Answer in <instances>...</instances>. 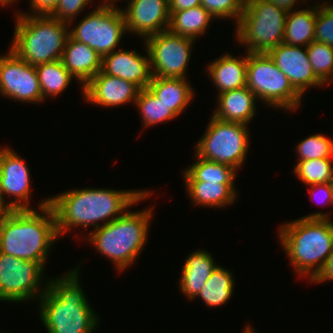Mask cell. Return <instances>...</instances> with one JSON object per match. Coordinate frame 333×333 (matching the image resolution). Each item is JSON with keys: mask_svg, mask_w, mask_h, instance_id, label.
Segmentation results:
<instances>
[{"mask_svg": "<svg viewBox=\"0 0 333 333\" xmlns=\"http://www.w3.org/2000/svg\"><path fill=\"white\" fill-rule=\"evenodd\" d=\"M149 190H116L108 188L71 189L48 197L53 209L59 238L73 227L104 226L123 215L127 209L149 198ZM103 223H101V222ZM99 222V223H98ZM101 223V224H100Z\"/></svg>", "mask_w": 333, "mask_h": 333, "instance_id": "1", "label": "cell"}, {"mask_svg": "<svg viewBox=\"0 0 333 333\" xmlns=\"http://www.w3.org/2000/svg\"><path fill=\"white\" fill-rule=\"evenodd\" d=\"M80 264L60 277L44 281L39 298V318L48 333H93L99 317L80 285Z\"/></svg>", "mask_w": 333, "mask_h": 333, "instance_id": "2", "label": "cell"}, {"mask_svg": "<svg viewBox=\"0 0 333 333\" xmlns=\"http://www.w3.org/2000/svg\"><path fill=\"white\" fill-rule=\"evenodd\" d=\"M38 205V210H14L0 224V253L35 261L44 269L52 245L60 238L49 198Z\"/></svg>", "mask_w": 333, "mask_h": 333, "instance_id": "3", "label": "cell"}, {"mask_svg": "<svg viewBox=\"0 0 333 333\" xmlns=\"http://www.w3.org/2000/svg\"><path fill=\"white\" fill-rule=\"evenodd\" d=\"M327 212H316L285 222L278 230L279 242L294 272L312 282L333 252V222Z\"/></svg>", "mask_w": 333, "mask_h": 333, "instance_id": "4", "label": "cell"}, {"mask_svg": "<svg viewBox=\"0 0 333 333\" xmlns=\"http://www.w3.org/2000/svg\"><path fill=\"white\" fill-rule=\"evenodd\" d=\"M153 207L126 211L104 226L91 230L85 237L98 253L110 259L116 271L132 266L148 240Z\"/></svg>", "mask_w": 333, "mask_h": 333, "instance_id": "5", "label": "cell"}, {"mask_svg": "<svg viewBox=\"0 0 333 333\" xmlns=\"http://www.w3.org/2000/svg\"><path fill=\"white\" fill-rule=\"evenodd\" d=\"M12 49L32 66L60 60L69 36L68 23L47 15L16 12Z\"/></svg>", "mask_w": 333, "mask_h": 333, "instance_id": "6", "label": "cell"}, {"mask_svg": "<svg viewBox=\"0 0 333 333\" xmlns=\"http://www.w3.org/2000/svg\"><path fill=\"white\" fill-rule=\"evenodd\" d=\"M287 11L264 0H246V6L236 24L238 44L246 52L267 53L283 43Z\"/></svg>", "mask_w": 333, "mask_h": 333, "instance_id": "7", "label": "cell"}, {"mask_svg": "<svg viewBox=\"0 0 333 333\" xmlns=\"http://www.w3.org/2000/svg\"><path fill=\"white\" fill-rule=\"evenodd\" d=\"M246 86L262 103L282 111H294L301 104L302 96L267 53L247 52Z\"/></svg>", "mask_w": 333, "mask_h": 333, "instance_id": "8", "label": "cell"}, {"mask_svg": "<svg viewBox=\"0 0 333 333\" xmlns=\"http://www.w3.org/2000/svg\"><path fill=\"white\" fill-rule=\"evenodd\" d=\"M207 128L195 145L194 155L238 169L249 148L247 124L220 120L211 115Z\"/></svg>", "mask_w": 333, "mask_h": 333, "instance_id": "9", "label": "cell"}, {"mask_svg": "<svg viewBox=\"0 0 333 333\" xmlns=\"http://www.w3.org/2000/svg\"><path fill=\"white\" fill-rule=\"evenodd\" d=\"M102 2L69 30V36L103 57L120 47L127 30L122 9Z\"/></svg>", "mask_w": 333, "mask_h": 333, "instance_id": "10", "label": "cell"}, {"mask_svg": "<svg viewBox=\"0 0 333 333\" xmlns=\"http://www.w3.org/2000/svg\"><path fill=\"white\" fill-rule=\"evenodd\" d=\"M44 271L35 261L0 253V301L17 304L39 300L47 288Z\"/></svg>", "mask_w": 333, "mask_h": 333, "instance_id": "11", "label": "cell"}, {"mask_svg": "<svg viewBox=\"0 0 333 333\" xmlns=\"http://www.w3.org/2000/svg\"><path fill=\"white\" fill-rule=\"evenodd\" d=\"M196 40L170 33L168 30L145 39L152 76L187 78V66Z\"/></svg>", "mask_w": 333, "mask_h": 333, "instance_id": "12", "label": "cell"}, {"mask_svg": "<svg viewBox=\"0 0 333 333\" xmlns=\"http://www.w3.org/2000/svg\"><path fill=\"white\" fill-rule=\"evenodd\" d=\"M0 94L22 103H42L35 66L21 59L12 49L0 56Z\"/></svg>", "mask_w": 333, "mask_h": 333, "instance_id": "13", "label": "cell"}, {"mask_svg": "<svg viewBox=\"0 0 333 333\" xmlns=\"http://www.w3.org/2000/svg\"><path fill=\"white\" fill-rule=\"evenodd\" d=\"M31 174L24 159L9 147L0 148V193L12 196L9 204L14 210L34 209L30 206Z\"/></svg>", "mask_w": 333, "mask_h": 333, "instance_id": "14", "label": "cell"}, {"mask_svg": "<svg viewBox=\"0 0 333 333\" xmlns=\"http://www.w3.org/2000/svg\"><path fill=\"white\" fill-rule=\"evenodd\" d=\"M127 33L143 40L168 30L170 12L168 0H129L122 9Z\"/></svg>", "mask_w": 333, "mask_h": 333, "instance_id": "15", "label": "cell"}, {"mask_svg": "<svg viewBox=\"0 0 333 333\" xmlns=\"http://www.w3.org/2000/svg\"><path fill=\"white\" fill-rule=\"evenodd\" d=\"M267 54L302 97L308 88L325 86L314 74L306 47L281 43Z\"/></svg>", "mask_w": 333, "mask_h": 333, "instance_id": "16", "label": "cell"}, {"mask_svg": "<svg viewBox=\"0 0 333 333\" xmlns=\"http://www.w3.org/2000/svg\"><path fill=\"white\" fill-rule=\"evenodd\" d=\"M139 88L132 82L99 71L84 87L83 97L95 106L117 107L135 104Z\"/></svg>", "mask_w": 333, "mask_h": 333, "instance_id": "17", "label": "cell"}, {"mask_svg": "<svg viewBox=\"0 0 333 333\" xmlns=\"http://www.w3.org/2000/svg\"><path fill=\"white\" fill-rule=\"evenodd\" d=\"M141 55L136 50L121 48L102 57V71L110 76L132 82L140 90L148 88L152 79L149 53Z\"/></svg>", "mask_w": 333, "mask_h": 333, "instance_id": "18", "label": "cell"}, {"mask_svg": "<svg viewBox=\"0 0 333 333\" xmlns=\"http://www.w3.org/2000/svg\"><path fill=\"white\" fill-rule=\"evenodd\" d=\"M65 68L83 87L102 69V56L85 43L68 36L61 58Z\"/></svg>", "mask_w": 333, "mask_h": 333, "instance_id": "19", "label": "cell"}, {"mask_svg": "<svg viewBox=\"0 0 333 333\" xmlns=\"http://www.w3.org/2000/svg\"><path fill=\"white\" fill-rule=\"evenodd\" d=\"M217 108L213 116L228 122L249 124L256 116V95L247 87L217 94Z\"/></svg>", "mask_w": 333, "mask_h": 333, "instance_id": "20", "label": "cell"}, {"mask_svg": "<svg viewBox=\"0 0 333 333\" xmlns=\"http://www.w3.org/2000/svg\"><path fill=\"white\" fill-rule=\"evenodd\" d=\"M216 264L213 255L205 250L198 249L190 253L186 257L181 277H179V291L188 300H195L212 271L218 266Z\"/></svg>", "mask_w": 333, "mask_h": 333, "instance_id": "21", "label": "cell"}, {"mask_svg": "<svg viewBox=\"0 0 333 333\" xmlns=\"http://www.w3.org/2000/svg\"><path fill=\"white\" fill-rule=\"evenodd\" d=\"M243 57H233L224 53L207 66V74L218 89V94L242 88L247 80V52Z\"/></svg>", "mask_w": 333, "mask_h": 333, "instance_id": "22", "label": "cell"}, {"mask_svg": "<svg viewBox=\"0 0 333 333\" xmlns=\"http://www.w3.org/2000/svg\"><path fill=\"white\" fill-rule=\"evenodd\" d=\"M188 198L194 206L221 208L236 202L237 193L235 183H220L208 181H184Z\"/></svg>", "mask_w": 333, "mask_h": 333, "instance_id": "23", "label": "cell"}, {"mask_svg": "<svg viewBox=\"0 0 333 333\" xmlns=\"http://www.w3.org/2000/svg\"><path fill=\"white\" fill-rule=\"evenodd\" d=\"M148 89L177 115L182 114L195 96L187 78L152 76Z\"/></svg>", "mask_w": 333, "mask_h": 333, "instance_id": "24", "label": "cell"}, {"mask_svg": "<svg viewBox=\"0 0 333 333\" xmlns=\"http://www.w3.org/2000/svg\"><path fill=\"white\" fill-rule=\"evenodd\" d=\"M310 7L287 13L283 43L307 47L314 41L317 5Z\"/></svg>", "mask_w": 333, "mask_h": 333, "instance_id": "25", "label": "cell"}, {"mask_svg": "<svg viewBox=\"0 0 333 333\" xmlns=\"http://www.w3.org/2000/svg\"><path fill=\"white\" fill-rule=\"evenodd\" d=\"M170 19L168 31L172 34L197 40V37L203 36L210 27V22L214 17L202 6L190 9L169 11ZM203 34V35H202Z\"/></svg>", "mask_w": 333, "mask_h": 333, "instance_id": "26", "label": "cell"}, {"mask_svg": "<svg viewBox=\"0 0 333 333\" xmlns=\"http://www.w3.org/2000/svg\"><path fill=\"white\" fill-rule=\"evenodd\" d=\"M232 272L220 266L212 271L206 284L201 288L197 298L208 307L222 306L234 294L235 279Z\"/></svg>", "mask_w": 333, "mask_h": 333, "instance_id": "27", "label": "cell"}, {"mask_svg": "<svg viewBox=\"0 0 333 333\" xmlns=\"http://www.w3.org/2000/svg\"><path fill=\"white\" fill-rule=\"evenodd\" d=\"M43 102L46 97H56L62 94L72 80L75 79L65 68L62 60L44 63L35 67Z\"/></svg>", "mask_w": 333, "mask_h": 333, "instance_id": "28", "label": "cell"}, {"mask_svg": "<svg viewBox=\"0 0 333 333\" xmlns=\"http://www.w3.org/2000/svg\"><path fill=\"white\" fill-rule=\"evenodd\" d=\"M194 156V163L182 173L183 181L235 182L238 171L233 167Z\"/></svg>", "mask_w": 333, "mask_h": 333, "instance_id": "29", "label": "cell"}, {"mask_svg": "<svg viewBox=\"0 0 333 333\" xmlns=\"http://www.w3.org/2000/svg\"><path fill=\"white\" fill-rule=\"evenodd\" d=\"M134 105L141 114L142 127L146 129L178 117L167 105L159 101L148 88L139 90Z\"/></svg>", "mask_w": 333, "mask_h": 333, "instance_id": "30", "label": "cell"}, {"mask_svg": "<svg viewBox=\"0 0 333 333\" xmlns=\"http://www.w3.org/2000/svg\"><path fill=\"white\" fill-rule=\"evenodd\" d=\"M331 158L297 160L294 174L307 187L312 184L333 182V166Z\"/></svg>", "mask_w": 333, "mask_h": 333, "instance_id": "31", "label": "cell"}, {"mask_svg": "<svg viewBox=\"0 0 333 333\" xmlns=\"http://www.w3.org/2000/svg\"><path fill=\"white\" fill-rule=\"evenodd\" d=\"M315 76L324 84L333 79V47L313 41L306 47Z\"/></svg>", "mask_w": 333, "mask_h": 333, "instance_id": "32", "label": "cell"}, {"mask_svg": "<svg viewBox=\"0 0 333 333\" xmlns=\"http://www.w3.org/2000/svg\"><path fill=\"white\" fill-rule=\"evenodd\" d=\"M298 160L333 158V140L320 133L312 134L295 147Z\"/></svg>", "mask_w": 333, "mask_h": 333, "instance_id": "33", "label": "cell"}, {"mask_svg": "<svg viewBox=\"0 0 333 333\" xmlns=\"http://www.w3.org/2000/svg\"><path fill=\"white\" fill-rule=\"evenodd\" d=\"M201 5L214 19H234L239 21L246 6V0H201Z\"/></svg>", "mask_w": 333, "mask_h": 333, "instance_id": "34", "label": "cell"}, {"mask_svg": "<svg viewBox=\"0 0 333 333\" xmlns=\"http://www.w3.org/2000/svg\"><path fill=\"white\" fill-rule=\"evenodd\" d=\"M319 3H317L314 41L333 47V4L328 1H324L321 5Z\"/></svg>", "mask_w": 333, "mask_h": 333, "instance_id": "35", "label": "cell"}, {"mask_svg": "<svg viewBox=\"0 0 333 333\" xmlns=\"http://www.w3.org/2000/svg\"><path fill=\"white\" fill-rule=\"evenodd\" d=\"M91 2L93 0H60L55 11L50 16L72 26L76 19L75 17Z\"/></svg>", "mask_w": 333, "mask_h": 333, "instance_id": "36", "label": "cell"}, {"mask_svg": "<svg viewBox=\"0 0 333 333\" xmlns=\"http://www.w3.org/2000/svg\"><path fill=\"white\" fill-rule=\"evenodd\" d=\"M309 195L311 200H315L319 203V201L323 200L321 203L324 205H328V203L333 204V182L330 183H319V184H312L309 185ZM319 192V193H318ZM321 197H318V196ZM319 198L320 200H317Z\"/></svg>", "mask_w": 333, "mask_h": 333, "instance_id": "37", "label": "cell"}, {"mask_svg": "<svg viewBox=\"0 0 333 333\" xmlns=\"http://www.w3.org/2000/svg\"><path fill=\"white\" fill-rule=\"evenodd\" d=\"M60 0H29V8L31 13L27 11L28 15H47L50 16L56 9Z\"/></svg>", "mask_w": 333, "mask_h": 333, "instance_id": "38", "label": "cell"}, {"mask_svg": "<svg viewBox=\"0 0 333 333\" xmlns=\"http://www.w3.org/2000/svg\"><path fill=\"white\" fill-rule=\"evenodd\" d=\"M333 280V252L329 256V259L327 260L323 270L320 272V274L311 282V283H323L327 281Z\"/></svg>", "mask_w": 333, "mask_h": 333, "instance_id": "39", "label": "cell"}, {"mask_svg": "<svg viewBox=\"0 0 333 333\" xmlns=\"http://www.w3.org/2000/svg\"><path fill=\"white\" fill-rule=\"evenodd\" d=\"M169 11L190 9L201 5V0H168Z\"/></svg>", "mask_w": 333, "mask_h": 333, "instance_id": "40", "label": "cell"}, {"mask_svg": "<svg viewBox=\"0 0 333 333\" xmlns=\"http://www.w3.org/2000/svg\"><path fill=\"white\" fill-rule=\"evenodd\" d=\"M264 1L271 2L275 4L277 7L286 10L287 12L294 10L295 5H297L298 2L302 3L303 1V4L307 2V0H264Z\"/></svg>", "mask_w": 333, "mask_h": 333, "instance_id": "41", "label": "cell"}, {"mask_svg": "<svg viewBox=\"0 0 333 333\" xmlns=\"http://www.w3.org/2000/svg\"><path fill=\"white\" fill-rule=\"evenodd\" d=\"M0 193V224L14 211V208L9 204V201H5Z\"/></svg>", "mask_w": 333, "mask_h": 333, "instance_id": "42", "label": "cell"}, {"mask_svg": "<svg viewBox=\"0 0 333 333\" xmlns=\"http://www.w3.org/2000/svg\"><path fill=\"white\" fill-rule=\"evenodd\" d=\"M243 333H257V332H255V329L251 327L250 323H247V325L243 329Z\"/></svg>", "mask_w": 333, "mask_h": 333, "instance_id": "43", "label": "cell"}, {"mask_svg": "<svg viewBox=\"0 0 333 333\" xmlns=\"http://www.w3.org/2000/svg\"><path fill=\"white\" fill-rule=\"evenodd\" d=\"M18 0H0V7H6L7 5H12V3H16Z\"/></svg>", "mask_w": 333, "mask_h": 333, "instance_id": "44", "label": "cell"}, {"mask_svg": "<svg viewBox=\"0 0 333 333\" xmlns=\"http://www.w3.org/2000/svg\"><path fill=\"white\" fill-rule=\"evenodd\" d=\"M106 4H109L113 7H117V5H115L116 2L120 1V0H103Z\"/></svg>", "mask_w": 333, "mask_h": 333, "instance_id": "45", "label": "cell"}]
</instances>
